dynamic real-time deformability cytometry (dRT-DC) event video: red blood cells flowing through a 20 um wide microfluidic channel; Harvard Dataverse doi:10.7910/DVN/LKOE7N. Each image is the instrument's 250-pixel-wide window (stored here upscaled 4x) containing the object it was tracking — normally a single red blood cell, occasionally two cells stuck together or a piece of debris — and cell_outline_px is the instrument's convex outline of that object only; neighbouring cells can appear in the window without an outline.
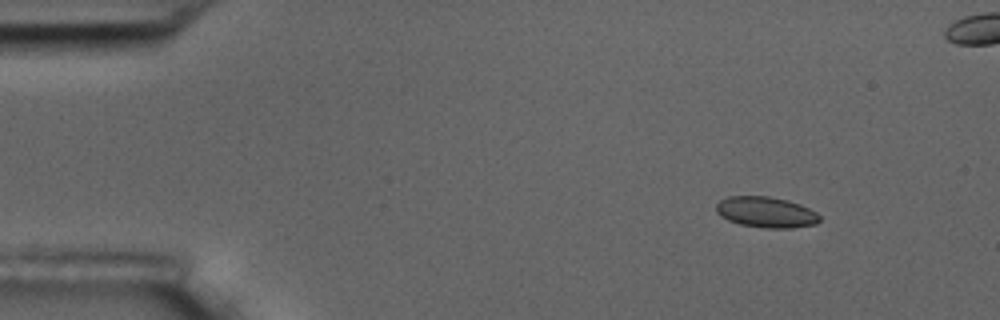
{"species": "common noctule bat (a hibernating species)", "species_latin": "Nyctalus noctula", "temperature_condition": "room temperature", "stored_images_in_passage": 4, "camera_frame_rate_fps": 3000, "um_per_image_px": 0.085, "animal": {"sex": "male", "body_mass_g": 17.5, "forearm_length_mm": 52.3}, "frame": {"image": 1, "passage_image": 1, "time_ms": 0.0, "image_size_px": [1000, 320], "cell_outline_px": [[820, 220], [816, 224], [792, 228], [768, 228], [740, 224], [728, 220], [720, 216], [716, 212], [716, 204], [720, 200], [728, 196], [768, 196], [788, 200], [800, 204], [816, 212], [820, 216]], "centroid_in_image_um": [65.11, 18.03], "position_along_channel_um": 19.9, "area_um2": 18.61}}